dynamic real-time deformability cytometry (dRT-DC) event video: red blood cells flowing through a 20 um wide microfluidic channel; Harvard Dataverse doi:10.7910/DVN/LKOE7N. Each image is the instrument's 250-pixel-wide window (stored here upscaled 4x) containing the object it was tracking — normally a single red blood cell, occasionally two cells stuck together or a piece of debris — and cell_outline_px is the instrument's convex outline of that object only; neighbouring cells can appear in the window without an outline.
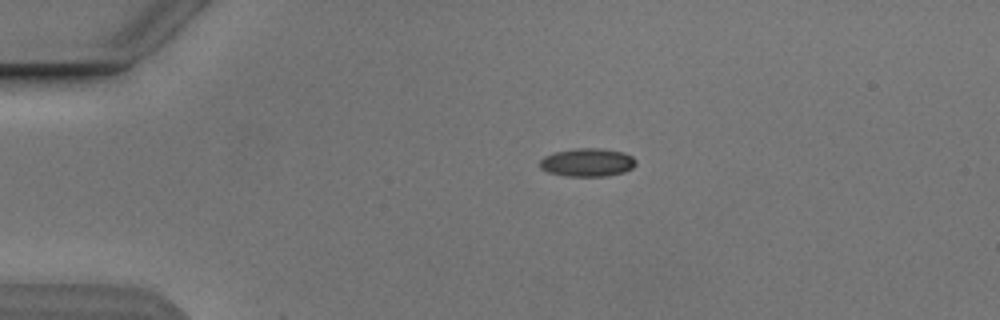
{"species": "Egyptian fruit bat (a non-hibernating species)", "species_latin": "Rousettus aegyptiacus", "temperature_condition": "cold", "stored_images_in_passage": 3, "camera_frame_rate_fps": 3000, "um_per_image_px": 0.085, "animal": {"sex": "male"}, "frame": {"image": 1, "passage_image": 1, "time_ms": 0.0, "image_size_px": [1000, 320], "cell_outline_px": [[636, 164], [632, 168], [624, 172], [604, 176], [568, 176], [548, 172], [540, 168], [540, 160], [544, 156], [556, 152], [576, 148], [600, 148], [624, 152], [632, 156], [636, 160]], "centroid_in_image_um": [49.94, 13.8], "position_along_channel_um": 35.1, "area_um2": 15.78}}
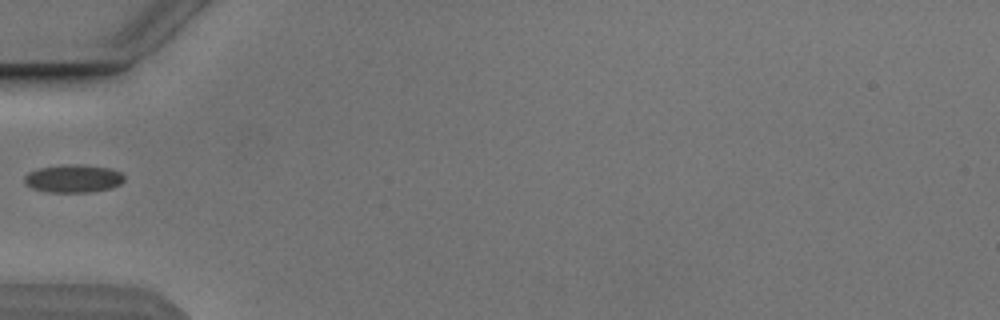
{"frame": {"image": 2, "passage_image": 3, "time_ms": 2.333, "image_size_px": [1000, 320], "cell_outline_px": [[124, 180], [120, 184], [112, 188], [92, 192], [48, 192], [32, 188], [24, 184], [24, 176], [28, 172], [40, 168], [68, 164], [80, 164], [112, 168], [120, 172], [124, 176]], "centroid_in_image_um": [6.24, 15.18], "position_along_channel_um": 78.8, "area_um2": 16.42}}